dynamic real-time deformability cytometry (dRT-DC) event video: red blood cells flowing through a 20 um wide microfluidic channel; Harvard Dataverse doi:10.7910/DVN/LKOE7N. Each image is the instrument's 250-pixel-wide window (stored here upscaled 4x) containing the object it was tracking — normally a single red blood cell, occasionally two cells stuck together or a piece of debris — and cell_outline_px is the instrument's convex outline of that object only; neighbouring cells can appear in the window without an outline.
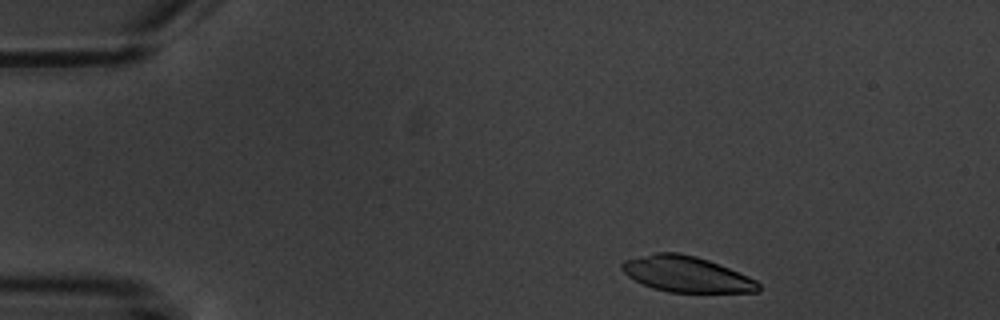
{"species": "common noctule bat (a hibernating species)", "species_latin": "Nyctalus noctula", "temperature_condition": "warm", "stored_images_in_passage": 11, "camera_frame_rate_fps": 3000, "um_per_image_px": 0.085, "animal": {"sex": "male", "body_mass_g": 20.1, "forearm_length_mm": 53.5}, "frame": {"image": 1, "passage_image": 1, "time_ms": 0.0, "image_size_px": [1000, 320], "cell_outline_px": [[760, 292], [668, 292], [652, 288], [628, 276], [620, 268], [620, 264], [624, 260], [656, 252], [680, 252], [696, 256], [708, 260], [748, 276], [756, 280], [760, 284]], "centroid_in_image_um": [58.34, 23.3], "position_along_channel_um": 26.7, "area_um2": 28.38}}
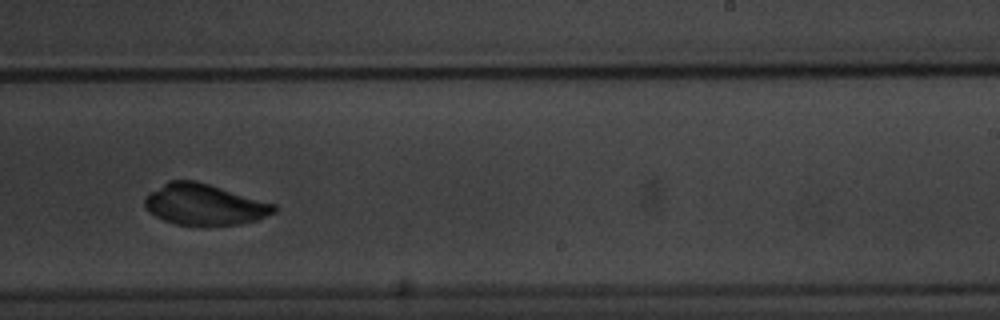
{"frame": {"image": 2, "passage_image": 8, "time_ms": 9.0, "image_size_px": [1000, 320], "cell_outline_px": [[276, 212], [256, 220], [240, 224], [204, 228], [176, 224], [164, 220], [148, 212], [144, 204], [144, 200], [148, 192], [168, 180], [196, 180], [276, 204]], "centroid_in_image_um": [17.35, 17.41], "position_along_channel_um": 271.6, "area_um2": 31.67}}